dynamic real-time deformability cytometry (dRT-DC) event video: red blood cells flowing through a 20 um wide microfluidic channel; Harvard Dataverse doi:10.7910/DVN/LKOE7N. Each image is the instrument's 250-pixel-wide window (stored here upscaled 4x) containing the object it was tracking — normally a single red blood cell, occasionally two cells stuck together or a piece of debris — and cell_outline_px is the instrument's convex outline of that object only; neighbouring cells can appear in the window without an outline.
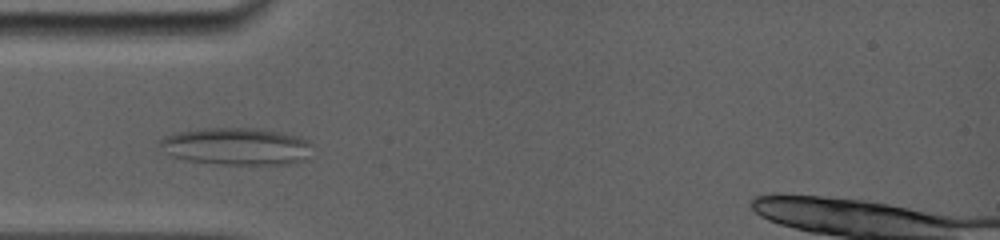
{"species": "common noctule bat (a hibernating species)", "species_latin": "Nyctalus noctula", "temperature_condition": "room temperature", "stored_images_in_passage": 5, "camera_frame_rate_fps": 5000, "um_per_image_px": 0.085, "animal": {"sex": "female", "body_mass_g": 19.0, "forearm_length_mm": 56.7}, "frame": {"image": 1, "passage_image": 2, "time_ms": 0.4, "image_size_px": [1000, 240], "cell_outline_px": [[312, 144], [304, 160], [292, 164], [220, 164], [184, 160], [172, 156], [160, 144], [160, 140], [164, 136], [180, 132], [204, 128], [256, 128], [280, 132], [296, 136], [308, 140]], "centroid_in_image_um": [20.12, 12.44], "position_along_channel_um": 64.9, "area_um2": 32.77}}
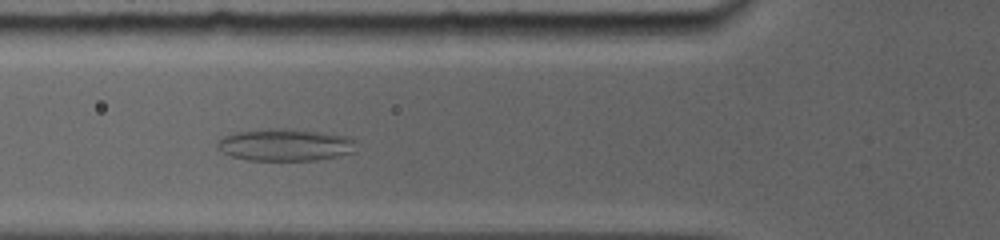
{"frame": {"image": 2, "passage_image": 4, "time_ms": 1.4, "image_size_px": [1000, 240], "cell_outline_px": [[356, 152], [316, 160], [248, 160], [232, 156], [216, 148], [216, 140], [232, 132], [268, 128], [288, 128], [320, 132], [348, 136], [356, 140]], "centroid_in_image_um": [24.23, 12.3], "position_along_channel_um": 101.6, "area_um2": 26.36}}